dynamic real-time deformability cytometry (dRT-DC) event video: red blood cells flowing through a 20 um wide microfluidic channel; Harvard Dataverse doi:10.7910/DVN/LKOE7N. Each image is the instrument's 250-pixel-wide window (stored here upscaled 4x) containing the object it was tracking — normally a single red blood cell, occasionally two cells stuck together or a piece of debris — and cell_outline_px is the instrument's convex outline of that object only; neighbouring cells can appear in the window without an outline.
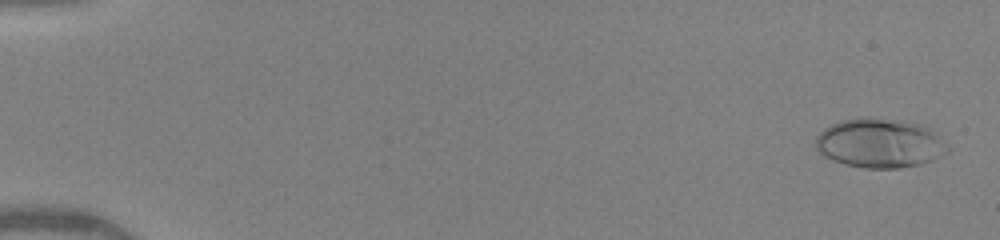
{"species": "human", "species_latin": "Homo sapiens", "temperature_condition": "warm", "stored_images_in_passage": 50, "camera_frame_rate_fps": 3000, "um_per_image_px": 0.085, "donor": {"sex": "female"}, "frame": {"image": 1, "passage_image": 2, "time_ms": 0.333, "image_size_px": [1000, 240], "cell_outline_px": [[948, 152], [932, 160], [920, 164], [900, 168], [864, 168], [848, 164], [824, 156], [816, 148], [816, 136], [824, 128], [840, 120], [860, 116], [868, 116], [924, 124], [948, 148]], "centroid_in_image_um": [74.74, 12.15], "position_along_channel_um": 10.3, "area_um2": 37.63}}
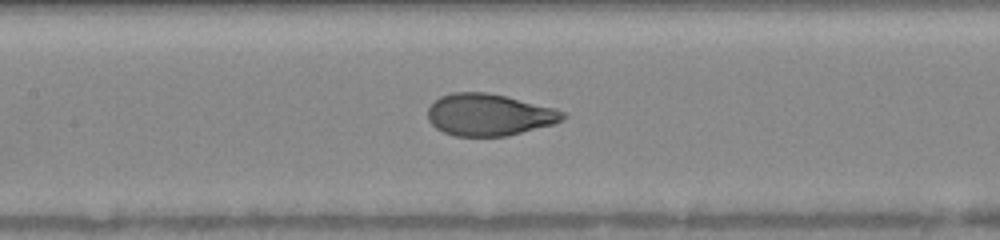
{"frame": {"image": 2, "passage_image": 25, "time_ms": 8.0, "image_size_px": [1000, 240], "cell_outline_px": [[564, 120], [552, 124], [508, 136], [456, 136], [444, 132], [436, 128], [428, 120], [428, 108], [440, 96], [452, 92], [488, 92], [552, 108], [564, 112]], "centroid_in_image_um": [41.53, 9.76], "position_along_channel_um": 165.9, "area_um2": 32.6}}
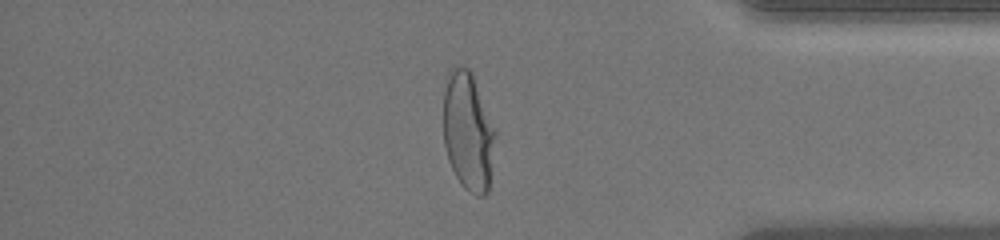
{"frame": {"image": 3, "passage_image": 43, "time_ms": 14.0, "image_size_px": [1000, 240], "cell_outline_px": [[496, 136], [488, 192], [484, 196], [476, 196], [468, 192], [460, 184], [452, 168], [444, 144], [444, 92], [448, 72], [456, 64], [460, 64], [468, 68], [472, 72], [496, 132]], "centroid_in_image_um": [39.79, 11.17], "position_along_channel_um": 395.4, "area_um2": 36.01}, "authors_computed_cell_mechanics": {"area_um2": 33.8997, "velocity_mm_per_s": 4.1236, "shape_relaxation_time_tau1_ms": 3.4069, "shape_relaxation_time_tau2_ms": null, "deformation_change_tau1": 0.1957, "deformation_change_tau2": null}}